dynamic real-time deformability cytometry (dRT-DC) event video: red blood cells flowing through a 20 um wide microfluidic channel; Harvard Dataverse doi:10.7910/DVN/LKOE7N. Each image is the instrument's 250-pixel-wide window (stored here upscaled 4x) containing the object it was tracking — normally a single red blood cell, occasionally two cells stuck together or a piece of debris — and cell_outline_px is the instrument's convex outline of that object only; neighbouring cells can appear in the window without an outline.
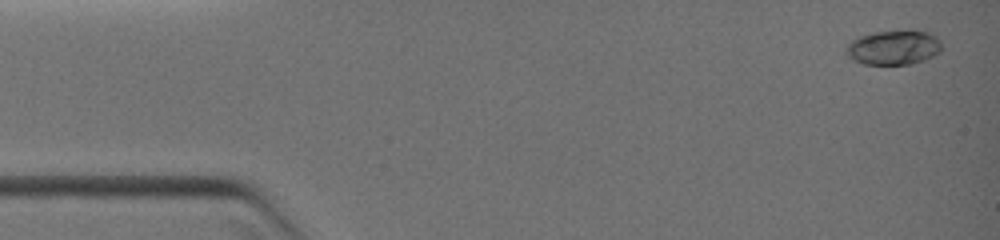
{"species": "common noctule bat (a hibernating species)", "species_latin": "Nyctalus noctula", "temperature_condition": "warm", "stored_images_in_passage": 5, "camera_frame_rate_fps": 3000, "um_per_image_px": 0.085, "animal": {"sex": "female", "body_mass_g": 19.0, "forearm_length_mm": 51.5}, "frame": {"image": 1, "passage_image": 1, "time_ms": 0.0, "image_size_px": [1000, 240], "cell_outline_px": [[940, 52], [924, 60], [908, 64], [864, 64], [852, 60], [844, 52], [844, 48], [856, 36], [872, 32], [924, 28], [932, 32], [940, 40]], "centroid_in_image_um": [75.95, 3.99], "position_along_channel_um": 9.0, "area_um2": 19.94}}
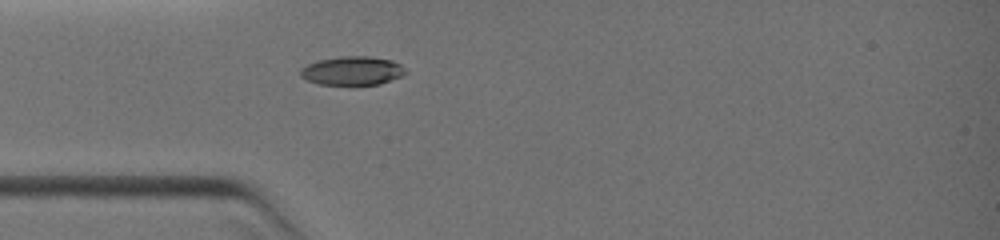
{"frame": {"image": 2, "passage_image": 5, "time_ms": 3.333, "image_size_px": [1000, 240], "cell_outline_px": [[408, 72], [400, 76], [380, 84], [356, 88], [320, 84], [308, 80], [300, 76], [300, 68], [308, 64], [320, 60], [340, 56], [372, 56], [392, 60], [400, 64]], "centroid_in_image_um": [29.95, 6.06], "position_along_channel_um": 55.0, "area_um2": 18.32}}